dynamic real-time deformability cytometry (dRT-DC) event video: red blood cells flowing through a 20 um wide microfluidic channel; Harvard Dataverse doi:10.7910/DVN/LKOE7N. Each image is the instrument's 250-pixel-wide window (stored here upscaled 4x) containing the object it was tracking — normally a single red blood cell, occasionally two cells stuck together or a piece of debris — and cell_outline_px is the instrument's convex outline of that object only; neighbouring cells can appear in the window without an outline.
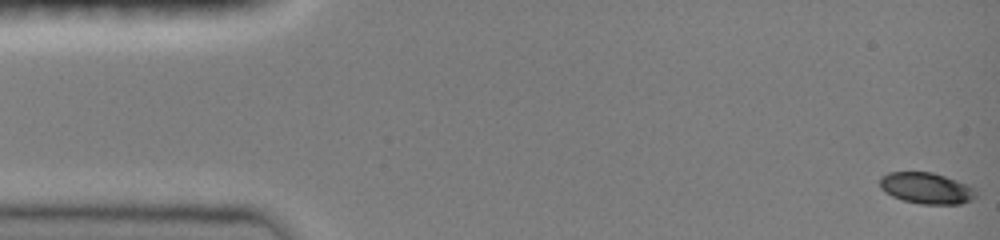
{"species": "common noctule bat (a hibernating species)", "species_latin": "Nyctalus noctula", "temperature_condition": "room temperature", "stored_images_in_passage": 48, "camera_frame_rate_fps": 3000, "um_per_image_px": 0.085, "animal": {"sex": "female", "body_mass_g": 19.0, "forearm_length_mm": 51.5}, "frame": {"image": 1, "passage_image": 1, "time_ms": 0.0, "image_size_px": [1000, 240], "cell_outline_px": [[976, 196], [960, 204], [924, 204], [904, 200], [892, 196], [884, 192], [880, 188], [880, 176], [888, 172], [932, 172], [956, 180], [972, 188], [976, 192]], "centroid_in_image_um": [78.68, 15.99], "position_along_channel_um": 6.3, "area_um2": 17.22}}
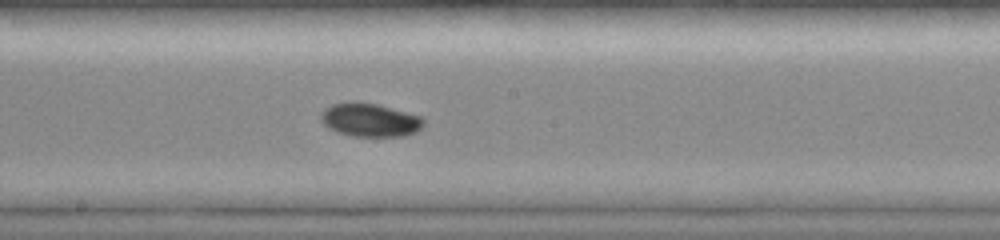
{"frame": {"image": 2, "passage_image": 26, "time_ms": 8.333, "image_size_px": [1000, 240], "cell_outline_px": [[424, 124], [416, 132], [404, 136], [348, 136], [336, 132], [328, 128], [320, 120], [320, 112], [324, 108], [332, 104], [352, 100], [356, 100], [376, 104], [424, 116]], "centroid_in_image_um": [31.41, 10.18], "position_along_channel_um": 216.8, "area_um2": 20.52}}
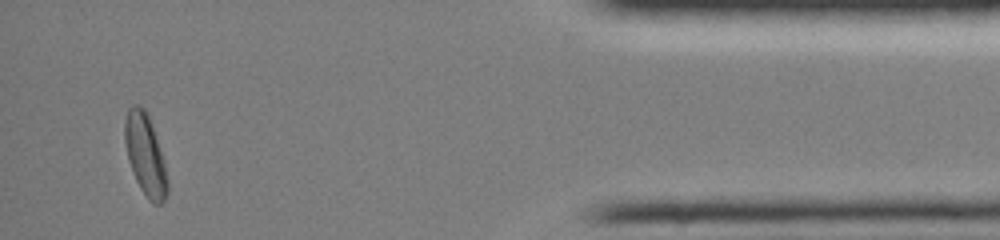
{"frame": {"image": 3, "passage_image": 45, "time_ms": 14.667, "image_size_px": [1000, 240], "cell_outline_px": [[168, 192], [164, 200], [160, 204], [152, 204], [148, 200], [140, 188], [132, 172], [128, 160], [124, 140], [124, 120], [128, 108], [132, 104], [136, 104], [144, 108], [148, 116], [164, 164], [168, 180]], "centroid_in_image_um": [12.32, 13.18], "position_along_channel_um": 422.9, "area_um2": 20.0}, "authors_computed_cell_mechanics": {"area_um2": 19.1896, "velocity_mm_per_s": 4.0596, "shape_relaxation_time_tau1_ms": 2.9861, "shape_relaxation_time_tau2_ms": null, "deformation_change_tau1": 0.1203, "deformation_change_tau2": null}}